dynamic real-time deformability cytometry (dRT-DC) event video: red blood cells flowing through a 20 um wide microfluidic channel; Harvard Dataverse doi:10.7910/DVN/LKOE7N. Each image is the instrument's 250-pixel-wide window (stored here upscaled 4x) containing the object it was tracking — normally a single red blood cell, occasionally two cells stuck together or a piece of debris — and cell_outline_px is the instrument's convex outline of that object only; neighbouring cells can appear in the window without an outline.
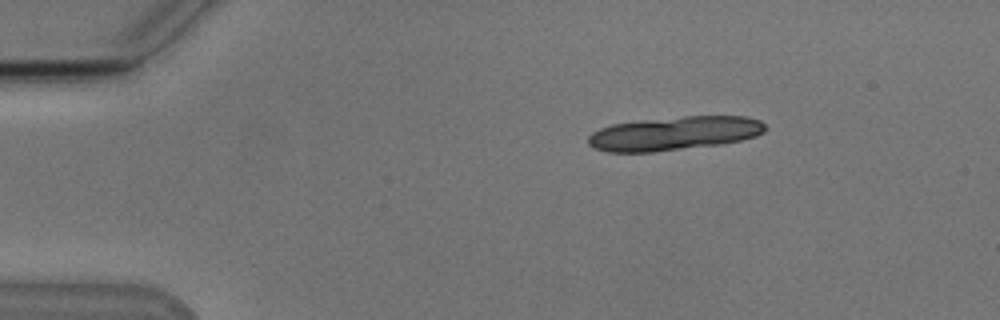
{"species": "Egyptian fruit bat (a non-hibernating species)", "species_latin": "Rousettus aegyptiacus", "temperature_condition": "cold", "stored_images_in_passage": 12, "camera_frame_rate_fps": 3000, "um_per_image_px": 0.085, "animal": {"sex": "male"}, "frame": {"image": 1, "passage_image": 1, "time_ms": 0.0, "image_size_px": [1000, 320], "cell_outline_px": [[764, 132], [756, 136], [740, 140], [720, 144], [652, 152], [608, 152], [592, 148], [588, 144], [588, 136], [592, 132], [600, 128], [612, 124], [644, 120], [684, 116], [744, 116], [760, 120], [764, 124]], "centroid_in_image_um": [57.28, 11.34], "position_along_channel_um": 27.7, "area_um2": 34.74}}